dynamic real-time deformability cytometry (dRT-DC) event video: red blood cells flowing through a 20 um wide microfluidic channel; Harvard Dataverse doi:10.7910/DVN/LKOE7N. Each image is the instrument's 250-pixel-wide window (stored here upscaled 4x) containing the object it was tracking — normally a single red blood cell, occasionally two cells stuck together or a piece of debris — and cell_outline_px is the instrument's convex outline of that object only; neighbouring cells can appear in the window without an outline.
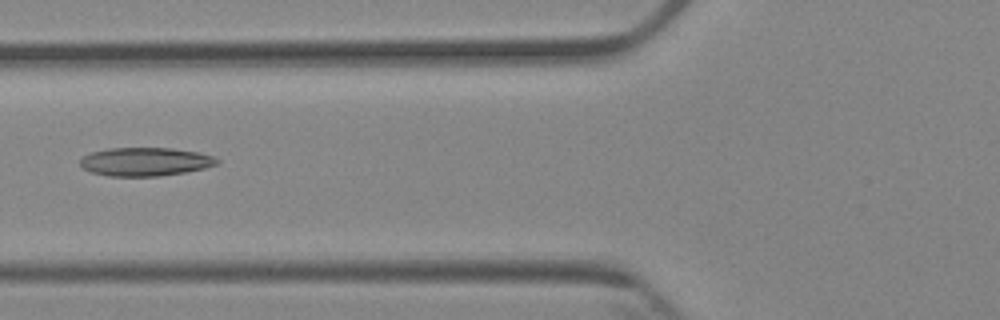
{"species": "Egyptian fruit bat (a non-hibernating species)", "species_latin": "Rousettus aegyptiacus", "temperature_condition": "cold", "stored_images_in_passage": 6, "camera_frame_rate_fps": 3000, "um_per_image_px": 0.085, "animal": {"sex": "female"}, "frame": {"image": 1, "passage_image": 5, "time_ms": 5.333, "image_size_px": [1000, 320], "cell_outline_px": [[220, 160], [216, 164], [204, 168], [184, 172], [160, 176], [108, 176], [92, 172], [84, 168], [80, 164], [80, 160], [84, 156], [92, 152], [108, 148], [172, 148], [200, 152], [212, 156]], "centroid_in_image_um": [12.35, 13.74], "position_along_channel_um": 113.4, "area_um2": 22.6}}
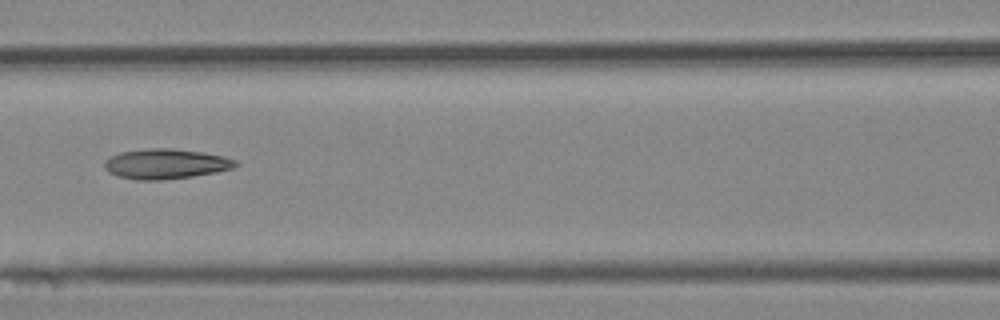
{"frame": {"image": 2, "passage_image": 6, "time_ms": 6.333, "image_size_px": [1000, 320], "cell_outline_px": [[240, 164], [232, 168], [216, 172], [192, 176], [164, 180], [136, 180], [116, 176], [108, 172], [104, 168], [104, 160], [108, 156], [120, 152], [152, 148], [172, 148], [200, 152], [224, 156], [236, 160]], "centroid_in_image_um": [14.04, 13.93], "position_along_channel_um": 152.6, "area_um2": 23.12}}